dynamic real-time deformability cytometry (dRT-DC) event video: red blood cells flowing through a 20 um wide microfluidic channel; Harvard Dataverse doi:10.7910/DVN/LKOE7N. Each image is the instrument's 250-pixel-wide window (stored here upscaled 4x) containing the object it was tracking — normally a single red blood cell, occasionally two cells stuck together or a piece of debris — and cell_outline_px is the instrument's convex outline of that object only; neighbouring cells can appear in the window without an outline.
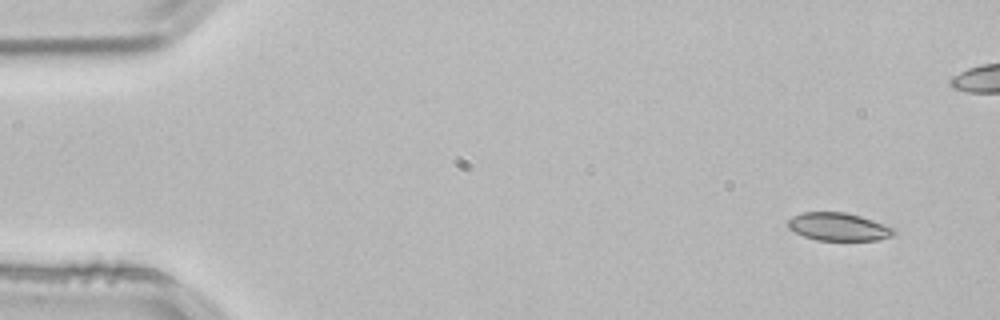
{"species": "common noctule bat (a hibernating species)", "species_latin": "Nyctalus noctula", "temperature_condition": "room temperature", "stored_images_in_passage": 51, "camera_frame_rate_fps": 3000, "um_per_image_px": 0.085, "animal": {"sex": "male", "body_mass_g": 21.5, "forearm_length_mm": 52.0}, "frame": {"image": 1, "passage_image": 1, "time_ms": 0.0, "image_size_px": [1000, 320], "cell_outline_px": [[896, 232], [892, 236], [876, 240], [816, 240], [804, 236], [788, 228], [788, 220], [792, 216], [800, 212], [844, 212], [860, 216], [896, 228]], "centroid_in_image_um": [71.27, 19.27], "position_along_channel_um": 13.7, "area_um2": 17.22}}
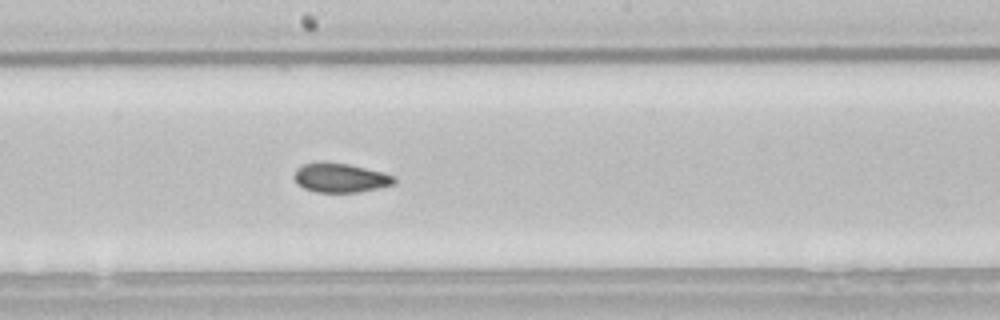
{"frame": {"image": 2, "passage_image": 26, "time_ms": 8.333, "image_size_px": [1000, 320], "cell_outline_px": [[396, 180], [392, 184], [376, 188], [356, 192], [316, 192], [304, 188], [296, 184], [296, 168], [304, 164], [348, 164], [384, 172], [396, 176]], "centroid_in_image_um": [28.97, 15.14], "position_along_channel_um": 219.2, "area_um2": 16.42}}
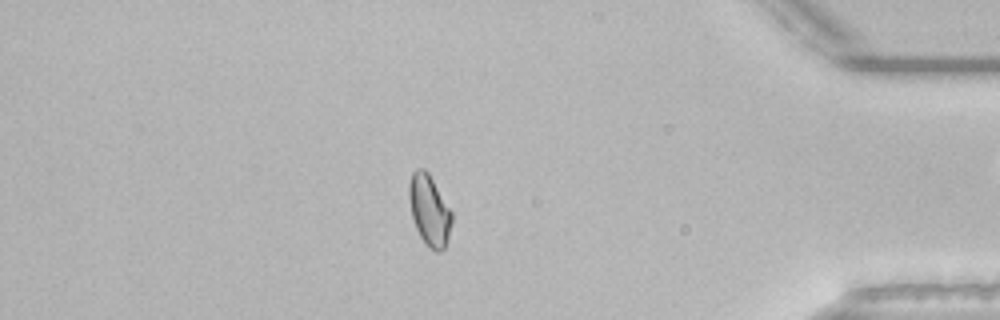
{"frame": {"image": 3, "passage_image": 43, "time_ms": 14.0, "image_size_px": [1000, 320], "cell_outline_px": [[452, 220], [448, 236], [444, 248], [436, 252], [428, 248], [424, 244], [416, 228], [412, 216], [408, 196], [408, 184], [412, 172], [416, 168], [424, 168], [428, 172], [452, 212]], "centroid_in_image_um": [36.47, 17.86], "position_along_channel_um": 398.7, "area_um2": 17.63}, "authors_computed_cell_mechanics": {"area_um2": 17.629, "velocity_mm_per_s": 3.8319, "shape_relaxation_time_tau1_ms": 7.2956, "shape_relaxation_time_tau2_ms": 2.4615, "deformation_change_tau1": 0.1127, "deformation_change_tau2": 0.0581}}